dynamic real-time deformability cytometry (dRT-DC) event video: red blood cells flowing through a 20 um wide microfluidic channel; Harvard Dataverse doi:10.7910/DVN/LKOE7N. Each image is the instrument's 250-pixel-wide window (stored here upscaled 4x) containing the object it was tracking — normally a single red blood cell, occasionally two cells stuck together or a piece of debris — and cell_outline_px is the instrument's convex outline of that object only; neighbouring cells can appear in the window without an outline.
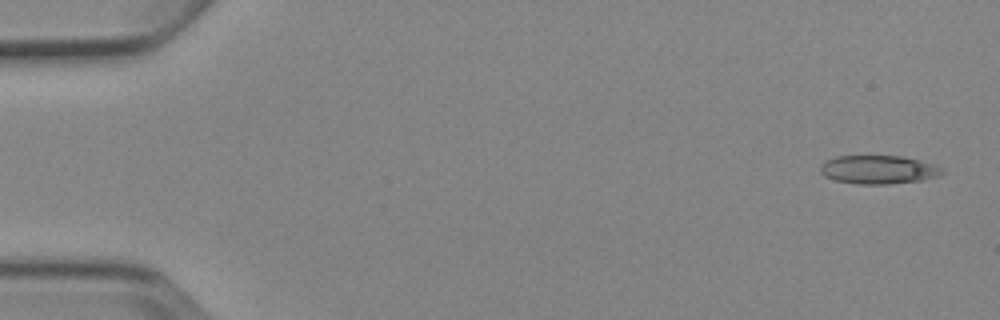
{"species": "Egyptian fruit bat (a non-hibernating species)", "species_latin": "Rousettus aegyptiacus", "temperature_condition": "cold", "stored_images_in_passage": 5, "camera_frame_rate_fps": 3000, "um_per_image_px": 0.085, "animal": {"sex": "female"}, "frame": {"image": 1, "passage_image": 1, "time_ms": 0.0, "image_size_px": [1000, 320], "cell_outline_px": [[944, 172], [936, 176], [920, 180], [888, 184], [856, 184], [836, 180], [824, 176], [820, 172], [820, 164], [824, 160], [836, 156], [904, 156], [936, 164], [944, 168]], "centroid_in_image_um": [74.65, 14.41], "position_along_channel_um": 10.3, "area_um2": 20.4}}
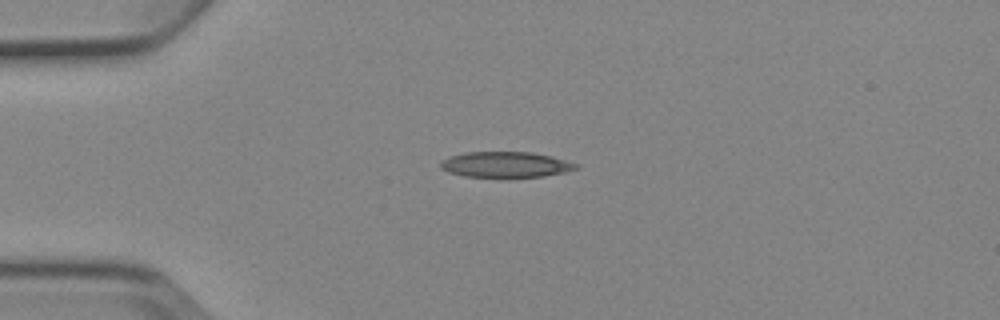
{"frame": {"image": 2, "passage_image": 4, "time_ms": 3.667, "image_size_px": [1000, 320], "cell_outline_px": [[580, 168], [564, 172], [544, 176], [508, 180], [464, 176], [448, 172], [440, 168], [440, 160], [448, 156], [464, 152], [532, 152], [552, 156], [580, 164]], "centroid_in_image_um": [42.97, 14.03], "position_along_channel_um": 42.0, "area_um2": 21.39}}